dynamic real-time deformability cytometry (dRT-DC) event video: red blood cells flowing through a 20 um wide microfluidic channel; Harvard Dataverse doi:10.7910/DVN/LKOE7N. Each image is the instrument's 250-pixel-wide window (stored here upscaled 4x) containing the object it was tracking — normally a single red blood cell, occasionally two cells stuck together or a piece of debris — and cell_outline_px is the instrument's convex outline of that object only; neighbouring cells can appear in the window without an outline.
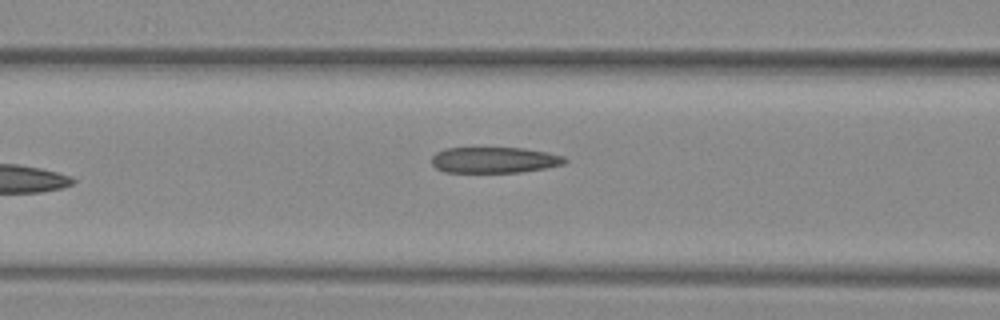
{"species": "common noctule bat (a hibernating species)", "species_latin": "Nyctalus noctula", "temperature_condition": "warm", "stored_images_in_passage": 5, "camera_frame_rate_fps": 3000, "um_per_image_px": 0.085, "animal": {"sex": "female", "body_mass_g": 29.2, "forearm_length_mm": 56.3}, "frame": {"image": 1, "passage_image": 5, "time_ms": 1.333, "image_size_px": [1000, 320], "cell_outline_px": [[568, 160], [564, 164], [544, 168], [520, 172], [444, 172], [436, 168], [432, 164], [432, 156], [436, 152], [444, 148], [524, 148], [548, 152], [564, 156]], "centroid_in_image_um": [42.02, 13.59], "position_along_channel_um": 124.6, "area_um2": 20.17}}